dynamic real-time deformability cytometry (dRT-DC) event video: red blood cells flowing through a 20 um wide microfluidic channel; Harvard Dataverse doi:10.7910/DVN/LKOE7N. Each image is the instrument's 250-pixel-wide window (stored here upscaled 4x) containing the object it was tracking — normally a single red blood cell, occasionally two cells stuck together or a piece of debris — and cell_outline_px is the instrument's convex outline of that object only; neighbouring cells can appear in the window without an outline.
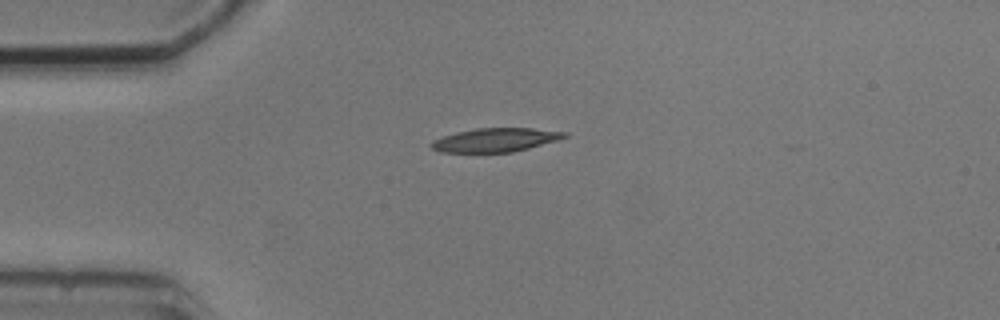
{"species": "common noctule bat (a hibernating species)", "species_latin": "Nyctalus noctula", "temperature_condition": "cold", "stored_images_in_passage": 1, "camera_frame_rate_fps": 3000, "um_per_image_px": 0.085, "animal": {"sex": "male", "body_mass_g": 20.5, "forearm_length_mm": 52.5}, "frame": {"image": 1, "passage_image": 1, "time_ms": 0.0, "image_size_px": [1000, 320], "cell_outline_px": [[568, 136], [560, 140], [512, 152], [440, 152], [432, 148], [428, 144], [432, 140], [456, 132], [476, 128], [532, 128], [568, 132]], "centroid_in_image_um": [42.12, 11.89], "position_along_channel_um": 42.9, "area_um2": 18.5}}